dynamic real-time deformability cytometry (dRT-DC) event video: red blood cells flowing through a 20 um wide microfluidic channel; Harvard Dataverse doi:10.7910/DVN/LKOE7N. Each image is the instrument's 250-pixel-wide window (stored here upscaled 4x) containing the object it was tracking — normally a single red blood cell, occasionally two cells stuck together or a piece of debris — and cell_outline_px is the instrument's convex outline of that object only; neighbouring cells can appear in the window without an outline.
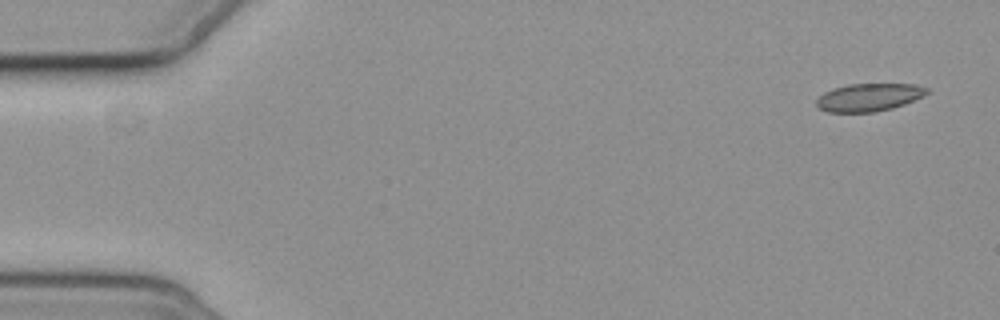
{"species": "common noctule bat (a hibernating species)", "species_latin": "Nyctalus noctula", "temperature_condition": "cold", "stored_images_in_passage": 5, "camera_frame_rate_fps": 3000, "um_per_image_px": 0.085, "animal": {"sex": "female", "body_mass_g": 19.3, "forearm_length_mm": 54.1}, "frame": {"image": 1, "passage_image": 1, "time_ms": 0.0, "image_size_px": [1000, 320], "cell_outline_px": [[928, 92], [924, 96], [904, 104], [892, 108], [872, 112], [828, 112], [820, 108], [816, 104], [816, 100], [824, 92], [832, 88], [848, 84], [916, 84], [928, 88]], "centroid_in_image_um": [73.86, 8.26], "position_along_channel_um": 11.1, "area_um2": 17.86}}
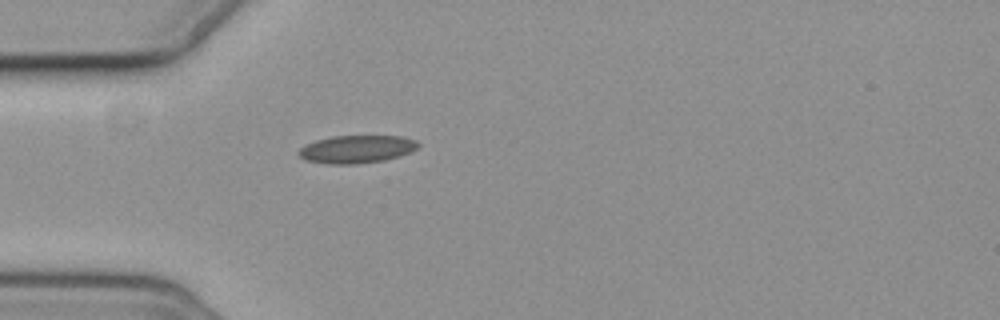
{"frame": {"image": 2, "passage_image": 5, "time_ms": 4.667, "image_size_px": [1000, 320], "cell_outline_px": [[420, 144], [416, 148], [400, 156], [384, 160], [356, 164], [328, 164], [304, 160], [296, 152], [300, 148], [316, 140], [332, 136], [400, 136], [416, 140]], "centroid_in_image_um": [30.29, 12.68], "position_along_channel_um": 54.7, "area_um2": 19.31}}